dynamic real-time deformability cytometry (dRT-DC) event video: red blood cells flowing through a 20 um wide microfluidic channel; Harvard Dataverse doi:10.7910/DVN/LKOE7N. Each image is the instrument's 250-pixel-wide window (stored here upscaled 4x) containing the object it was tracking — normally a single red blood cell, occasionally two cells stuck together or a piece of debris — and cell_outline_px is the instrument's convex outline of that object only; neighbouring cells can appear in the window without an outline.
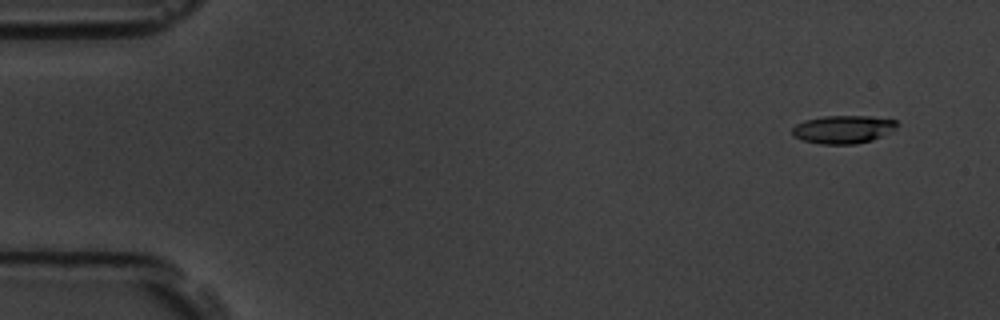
{"species": "common noctule bat (a hibernating species)", "species_latin": "Nyctalus noctula", "temperature_condition": "room temperature", "stored_images_in_passage": 6, "camera_frame_rate_fps": 3000, "um_per_image_px": 0.085, "animal": {"sex": "male", "body_mass_g": 19.5, "forearm_length_mm": 54.6}, "frame": {"image": 1, "passage_image": 1, "time_ms": 0.0, "image_size_px": [1000, 320], "cell_outline_px": [[900, 124], [896, 128], [872, 140], [856, 144], [820, 144], [804, 140], [796, 136], [792, 132], [792, 128], [796, 124], [804, 120], [824, 116], [872, 116], [896, 120]], "centroid_in_image_um": [71.69, 10.98], "position_along_channel_um": 13.3, "area_um2": 17.05}}
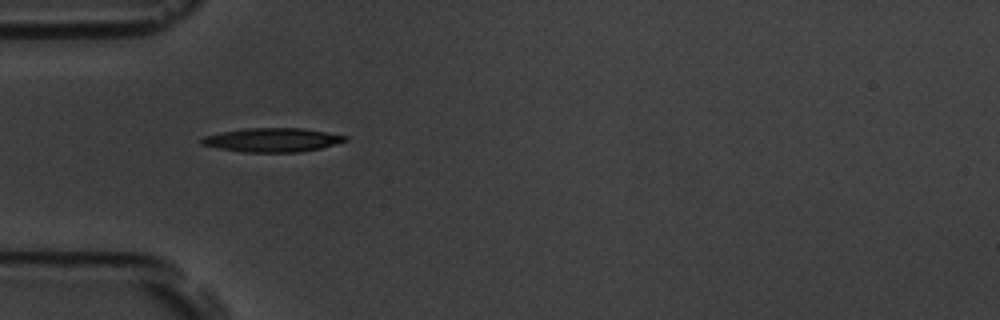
{"frame": {"image": 2, "passage_image": 5, "time_ms": 1.333, "image_size_px": [1000, 320], "cell_outline_px": [[348, 140], [320, 148], [300, 152], [244, 152], [220, 148], [200, 144], [200, 140], [204, 136], [220, 132], [244, 128], [300, 128], [348, 136]], "centroid_in_image_um": [23.12, 11.89], "position_along_channel_um": 61.9, "area_um2": 19.83}}
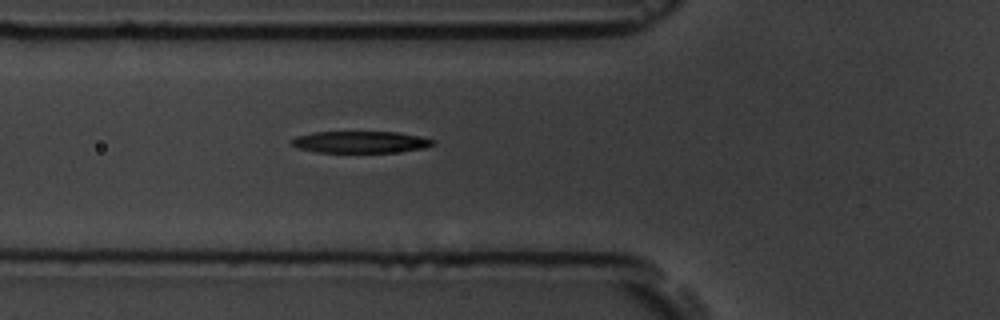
{"frame": {"image": 3, "passage_image": 6, "time_ms": 1.667, "image_size_px": [1000, 320], "cell_outline_px": [[436, 144], [424, 148], [396, 152], [316, 152], [296, 148], [288, 140], [296, 136], [316, 132], [396, 132], [420, 136], [436, 140]], "centroid_in_image_um": [30.63, 12.07], "position_along_channel_um": 95.2, "area_um2": 18.03}}